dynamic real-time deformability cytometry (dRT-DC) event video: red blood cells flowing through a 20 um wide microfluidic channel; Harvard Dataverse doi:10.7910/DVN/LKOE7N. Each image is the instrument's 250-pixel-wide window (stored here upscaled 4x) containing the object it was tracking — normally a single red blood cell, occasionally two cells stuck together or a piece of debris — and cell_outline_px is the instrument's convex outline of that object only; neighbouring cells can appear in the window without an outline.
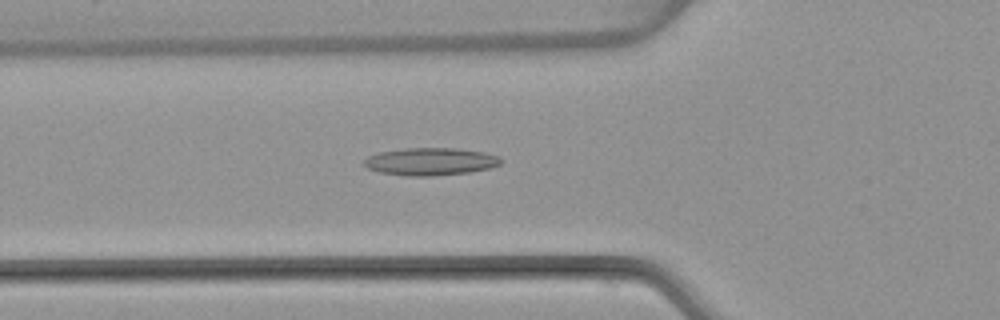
{"species": "common noctule bat (a hibernating species)", "species_latin": "Nyctalus noctula", "temperature_condition": "warm", "stored_images_in_passage": 53, "camera_frame_rate_fps": 3000, "um_per_image_px": 0.085, "animal": {"sex": "female", "body_mass_g": 22.7, "forearm_length_mm": 54.2}, "frame": {"image": 1, "passage_image": 19, "time_ms": 6.0, "image_size_px": [1000, 320], "cell_outline_px": [[504, 160], [500, 164], [492, 168], [468, 172], [432, 176], [408, 176], [380, 172], [368, 168], [364, 164], [364, 160], [368, 156], [380, 152], [404, 148], [460, 148], [484, 152], [500, 156]], "centroid_in_image_um": [36.65, 13.72], "position_along_channel_um": 89.2, "area_um2": 22.08}}
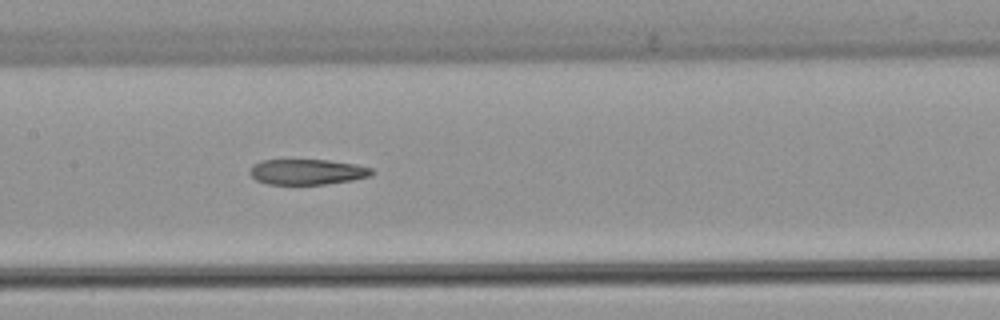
{"frame": {"image": 2, "passage_image": 26, "time_ms": 8.333, "image_size_px": [1000, 320], "cell_outline_px": [[372, 176], [352, 180], [324, 184], [268, 184], [256, 180], [248, 172], [252, 164], [260, 160], [328, 160], [356, 164], [372, 168]], "centroid_in_image_um": [26.09, 14.6], "position_along_channel_um": 181.3, "area_um2": 18.15}}
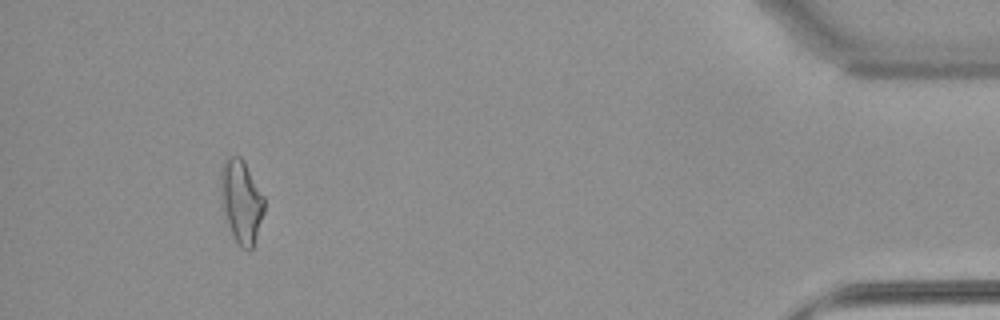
{"frame": {"image": 3, "passage_image": 49, "time_ms": 16.0, "image_size_px": [1000, 320], "cell_outline_px": [[264, 212], [252, 248], [248, 252], [240, 248], [232, 236], [224, 212], [220, 184], [220, 168], [224, 160], [228, 156], [240, 156], [244, 160], [264, 196]], "centroid_in_image_um": [20.5, 17.1], "position_along_channel_um": 414.7, "area_um2": 21.15}, "authors_computed_cell_mechanics": {"area_um2": 20.0566, "velocity_mm_per_s": 3.9138, "shape_relaxation_time_tau1_ms": null, "shape_relaxation_time_tau2_ms": 4.4515, "deformation_change_tau1": null, "deformation_change_tau2": 0.1549}}